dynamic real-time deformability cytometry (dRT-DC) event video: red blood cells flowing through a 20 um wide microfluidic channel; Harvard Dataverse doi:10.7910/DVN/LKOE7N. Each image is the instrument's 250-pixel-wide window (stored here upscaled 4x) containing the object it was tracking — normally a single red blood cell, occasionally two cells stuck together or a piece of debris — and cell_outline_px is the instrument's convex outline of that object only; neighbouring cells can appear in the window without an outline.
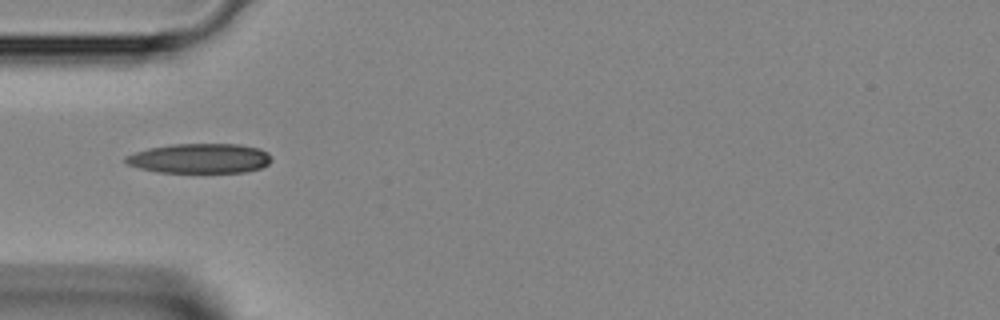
{"species": "Egyptian fruit bat (a non-hibernating species)", "species_latin": "Rousettus aegyptiacus", "temperature_condition": "room temperature", "stored_images_in_passage": 4, "camera_frame_rate_fps": 3000, "um_per_image_px": 0.085, "animal": {"sex": "female"}, "frame": {"image": 1, "passage_image": 1, "time_ms": 0.0, "image_size_px": [1000, 320], "cell_outline_px": [[272, 160], [268, 164], [260, 168], [244, 172], [156, 172], [140, 168], [128, 164], [124, 160], [124, 156], [148, 148], [172, 144], [240, 144], [260, 148], [268, 152]], "centroid_in_image_um": [16.99, 13.46], "position_along_channel_um": 68.0, "area_um2": 25.32}}
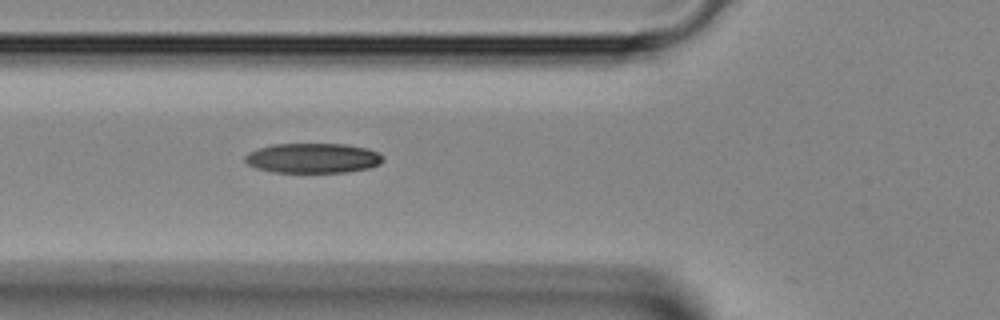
{"frame": {"image": 2, "passage_image": 3, "time_ms": 0.667, "image_size_px": [1000, 320], "cell_outline_px": [[384, 160], [380, 164], [368, 168], [348, 172], [272, 172], [256, 168], [248, 164], [244, 160], [244, 156], [248, 152], [272, 144], [348, 144], [368, 148], [384, 156]], "centroid_in_image_um": [26.61, 13.44], "position_along_channel_um": 99.2, "area_um2": 24.16}}